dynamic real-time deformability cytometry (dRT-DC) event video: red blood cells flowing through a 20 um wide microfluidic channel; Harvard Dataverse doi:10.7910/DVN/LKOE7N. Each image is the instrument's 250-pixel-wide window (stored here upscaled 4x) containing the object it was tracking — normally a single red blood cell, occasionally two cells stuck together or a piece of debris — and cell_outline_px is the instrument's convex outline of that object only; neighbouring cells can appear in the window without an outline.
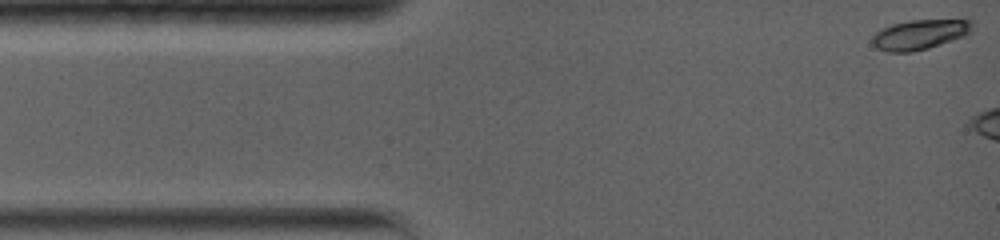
{"species": "common noctule bat (a hibernating species)", "species_latin": "Nyctalus noctula", "temperature_condition": "warm", "stored_images_in_passage": 6, "camera_frame_rate_fps": 5000, "um_per_image_px": 0.085, "animal": {"sex": "female", "body_mass_g": 19.0, "forearm_length_mm": 56.7}, "frame": {"image": 1, "passage_image": 1, "time_ms": 0.0, "image_size_px": [1000, 240], "cell_outline_px": [[972, 32], [964, 36], [928, 48], [912, 52], [888, 52], [876, 48], [872, 44], [872, 36], [880, 28], [892, 24], [908, 20], [968, 16], [972, 16]], "centroid_in_image_um": [78.28, 2.86], "position_along_channel_um": 6.7, "area_um2": 18.44}}